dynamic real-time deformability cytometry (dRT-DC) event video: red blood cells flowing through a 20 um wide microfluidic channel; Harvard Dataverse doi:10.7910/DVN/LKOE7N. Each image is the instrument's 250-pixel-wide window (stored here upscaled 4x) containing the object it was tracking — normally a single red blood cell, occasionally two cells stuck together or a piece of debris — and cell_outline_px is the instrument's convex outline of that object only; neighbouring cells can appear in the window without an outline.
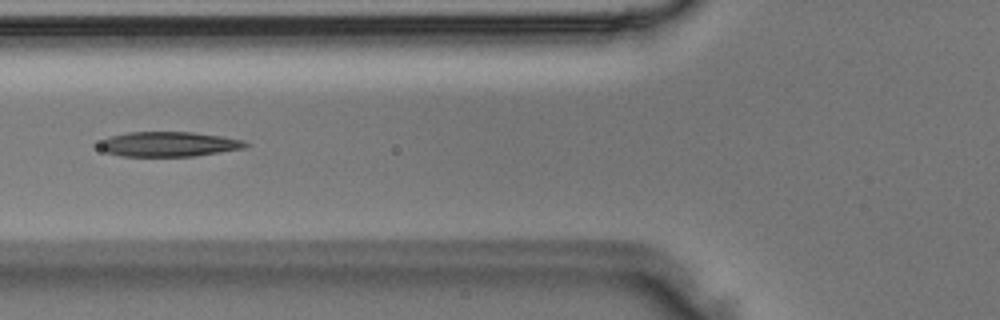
{"species": "Egyptian fruit bat (a non-hibernating species)", "species_latin": "Rousettus aegyptiacus", "temperature_condition": "room temperature", "stored_images_in_passage": 35, "camera_frame_rate_fps": 3000, "um_per_image_px": 0.085, "animal": {"sex": "male"}, "frame": {"image": 1, "passage_image": 4, "time_ms": 1.0, "image_size_px": [1000, 320], "cell_outline_px": [[252, 144], [244, 148], [192, 156], [120, 156], [108, 152], [92, 144], [108, 136], [128, 132], [192, 132], [224, 136], [244, 140]], "centroid_in_image_um": [14.3, 12.24], "position_along_channel_um": 111.5, "area_um2": 21.44}}
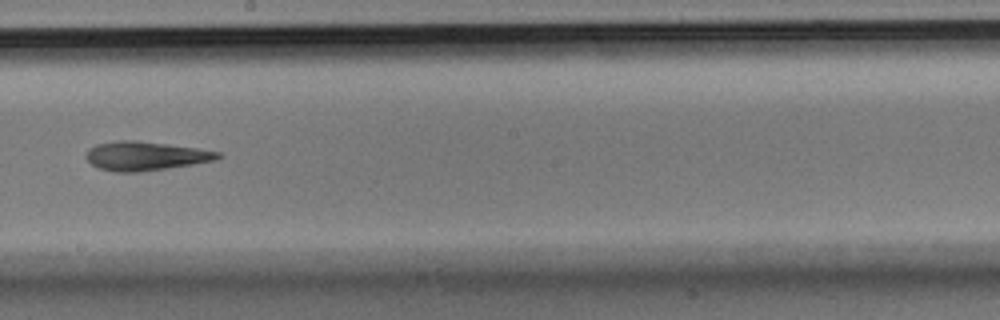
{"frame": {"image": 2, "passage_image": 13, "time_ms": 4.0, "image_size_px": [1000, 320], "cell_outline_px": [[224, 156], [216, 160], [192, 164], [136, 172], [116, 172], [100, 168], [92, 164], [88, 160], [88, 148], [96, 144], [116, 140], [136, 140], [168, 144], [196, 148], [220, 152]], "centroid_in_image_um": [12.38, 13.24], "position_along_channel_um": 235.8, "area_um2": 21.96}}
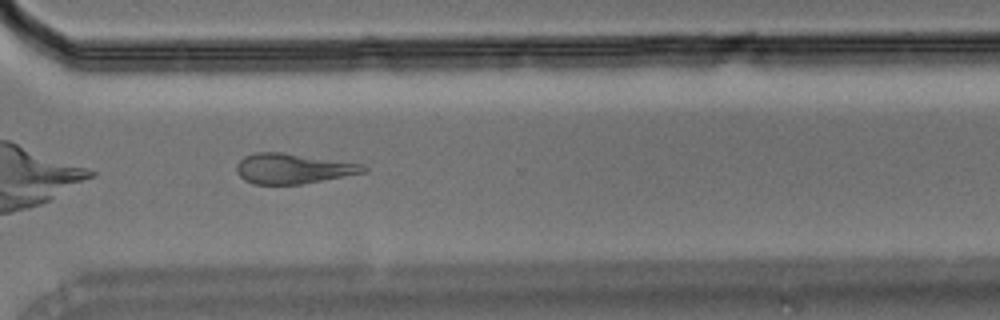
{"frame": {"image": 3, "passage_image": 21, "time_ms": 6.667, "image_size_px": [1000, 320], "cell_outline_px": [[368, 172], [300, 184], [252, 184], [244, 180], [236, 172], [236, 164], [244, 156], [256, 152], [280, 152], [364, 164], [368, 168]], "centroid_in_image_um": [24.89, 14.33], "position_along_channel_um": 345.7, "area_um2": 22.31}}